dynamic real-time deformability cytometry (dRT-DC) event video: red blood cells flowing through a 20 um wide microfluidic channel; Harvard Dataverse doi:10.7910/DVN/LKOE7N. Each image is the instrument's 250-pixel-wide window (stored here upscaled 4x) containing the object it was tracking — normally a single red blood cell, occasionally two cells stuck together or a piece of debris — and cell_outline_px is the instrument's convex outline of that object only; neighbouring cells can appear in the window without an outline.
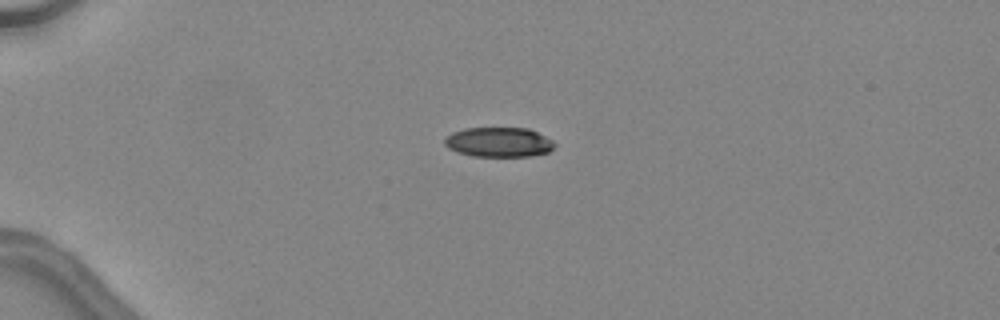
{"species": "common noctule bat (a hibernating species)", "species_latin": "Nyctalus noctula", "temperature_condition": "warm", "stored_images_in_passage": 35, "camera_frame_rate_fps": 3000, "um_per_image_px": 0.085, "animal": {"sex": "female", "body_mass_g": 24.6, "forearm_length_mm": 56.2}, "frame": {"image": 1, "passage_image": 1, "time_ms": 0.0, "image_size_px": [1000, 320], "cell_outline_px": [[556, 144], [548, 152], [532, 156], [472, 156], [456, 152], [448, 148], [444, 144], [444, 140], [452, 132], [464, 128], [528, 128], [552, 140]], "centroid_in_image_um": [42.37, 12.08], "position_along_channel_um": 42.6, "area_um2": 19.02}}
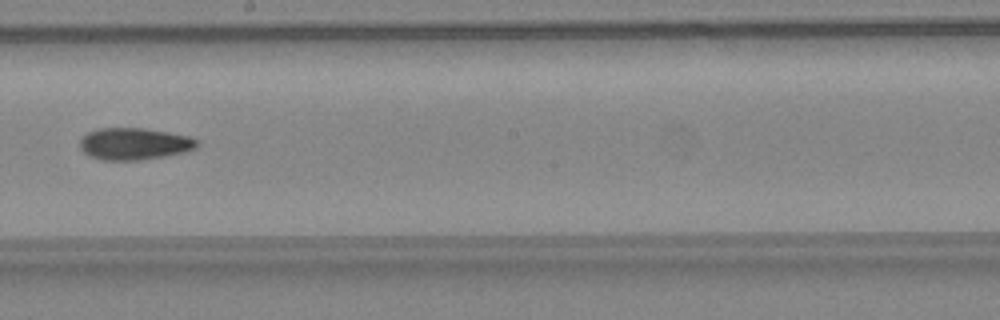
{"frame": {"image": 2, "passage_image": 17, "time_ms": 5.333, "image_size_px": [1000, 320], "cell_outline_px": [[200, 144], [196, 148], [184, 152], [164, 156], [140, 160], [100, 160], [88, 156], [80, 148], [80, 140], [88, 132], [100, 128], [144, 128], [168, 132], [188, 136], [196, 140]], "centroid_in_image_um": [11.4, 12.23], "position_along_channel_um": 236.8, "area_um2": 21.79}}
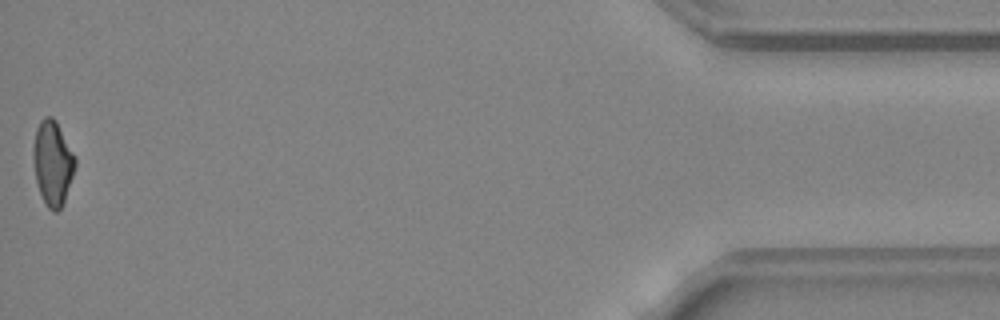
{"frame": {"image": 3, "passage_image": 35, "time_ms": 11.333, "image_size_px": [1000, 320], "cell_outline_px": [[76, 164], [64, 200], [60, 208], [56, 212], [52, 212], [48, 208], [40, 192], [36, 180], [32, 156], [32, 148], [36, 128], [40, 120], [44, 116], [52, 116], [56, 120], [76, 156]], "centroid_in_image_um": [4.46, 13.8], "position_along_channel_um": 430.7, "area_um2": 20.69}, "authors_computed_cell_mechanics": {"area_um2": 21.1548, "velocity_mm_per_s": 4.5624, "shape_relaxation_time_tau1_ms": null, "shape_relaxation_time_tau2_ms": 4.9965, "deformation_change_tau1": null, "deformation_change_tau2": 0.13}}